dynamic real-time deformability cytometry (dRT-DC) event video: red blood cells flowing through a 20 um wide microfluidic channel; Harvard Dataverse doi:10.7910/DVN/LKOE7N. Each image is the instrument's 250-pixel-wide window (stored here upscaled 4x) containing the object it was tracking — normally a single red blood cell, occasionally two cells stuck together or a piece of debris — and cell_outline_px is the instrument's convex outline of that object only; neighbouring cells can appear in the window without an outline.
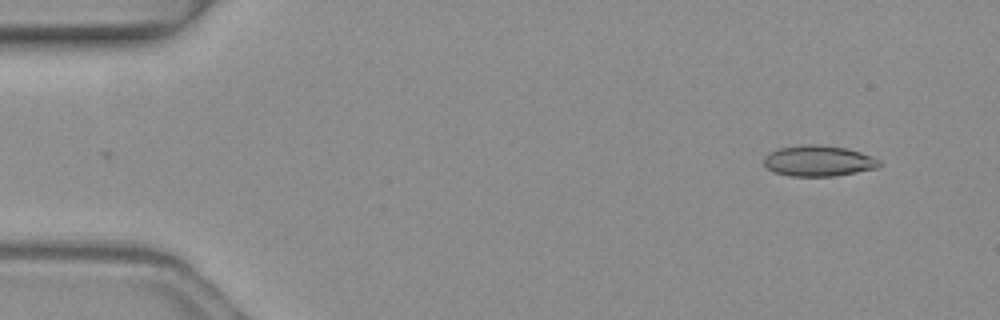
{"species": "common noctule bat (a hibernating species)", "species_latin": "Nyctalus noctula", "temperature_condition": "warm", "stored_images_in_passage": 4, "camera_frame_rate_fps": 3000, "um_per_image_px": 0.085, "animal": {"sex": "female", "body_mass_g": 19.3, "forearm_length_mm": 54.1}, "frame": {"image": 1, "passage_image": 1, "time_ms": 0.0, "image_size_px": [1000, 320], "cell_outline_px": [[880, 168], [836, 176], [788, 176], [772, 172], [764, 164], [764, 156], [768, 152], [780, 148], [804, 144], [816, 144], [844, 148], [860, 152], [872, 156], [880, 160]], "centroid_in_image_um": [69.57, 13.68], "position_along_channel_um": 15.4, "area_um2": 20.92}}